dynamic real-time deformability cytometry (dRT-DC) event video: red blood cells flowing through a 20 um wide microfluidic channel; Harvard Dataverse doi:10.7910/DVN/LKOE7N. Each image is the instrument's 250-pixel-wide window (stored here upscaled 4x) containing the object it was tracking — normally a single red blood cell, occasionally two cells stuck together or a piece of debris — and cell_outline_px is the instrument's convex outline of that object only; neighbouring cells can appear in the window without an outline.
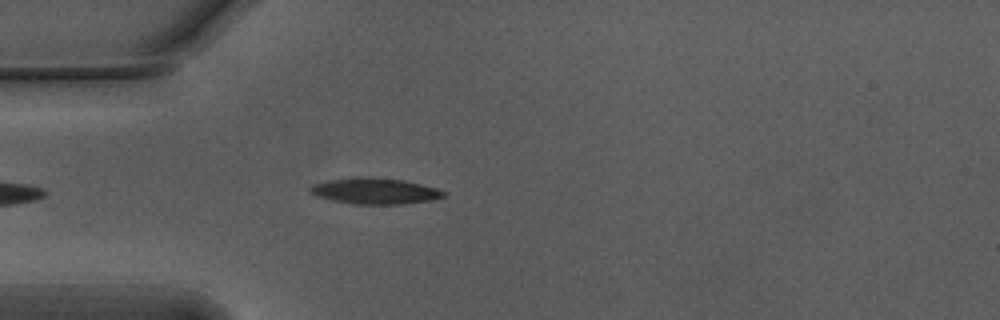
{"species": "Egyptian fruit bat (a non-hibernating species)", "species_latin": "Rousettus aegyptiacus", "temperature_condition": "warm", "stored_images_in_passage": 23, "camera_frame_rate_fps": 3000, "um_per_image_px": 0.085, "animal": {"sex": "male"}, "frame": {"image": 1, "passage_image": 5, "time_ms": 1.333, "image_size_px": [1000, 320], "cell_outline_px": [[448, 196], [432, 200], [404, 204], [356, 204], [332, 200], [316, 196], [308, 192], [308, 188], [312, 184], [328, 180], [360, 176], [404, 180], [436, 188], [448, 192]], "centroid_in_image_um": [31.88, 16.24], "position_along_channel_um": 53.1, "area_um2": 20.46}}
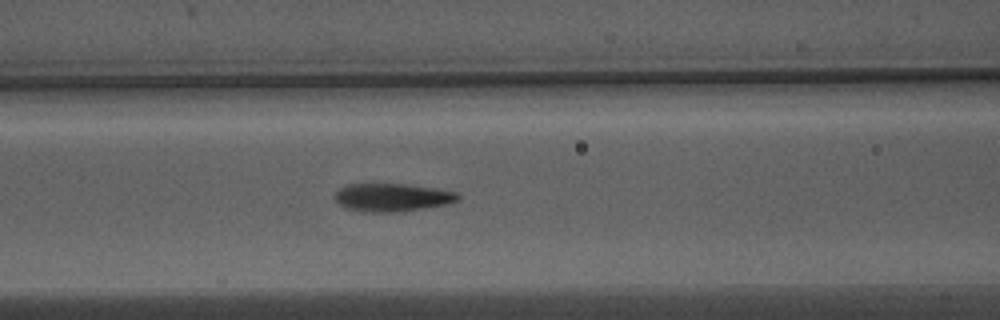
{"frame": {"image": 2, "passage_image": 12, "time_ms": 3.667, "image_size_px": [1000, 320], "cell_outline_px": [[460, 200], [448, 204], [424, 208], [396, 212], [364, 212], [348, 208], [340, 204], [332, 196], [340, 188], [348, 184], [404, 184], [432, 188], [456, 192], [460, 196]], "centroid_in_image_um": [33.33, 16.78], "position_along_channel_um": 133.3, "area_um2": 20.0}}
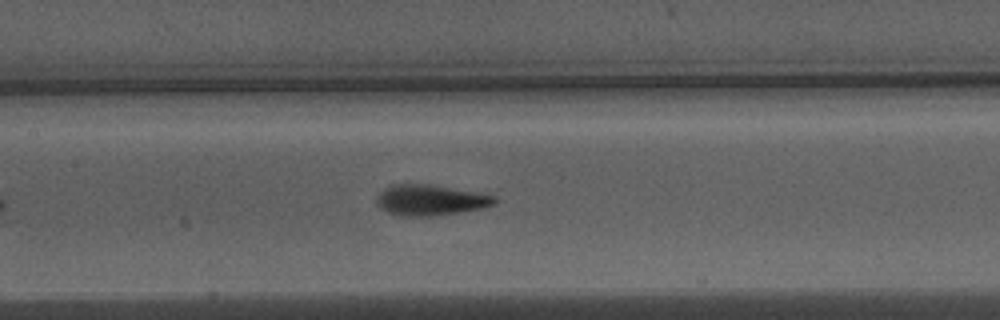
{"frame": {"image": 3, "passage_image": 15, "time_ms": 4.667, "image_size_px": [1000, 320], "cell_outline_px": [[496, 204], [484, 208], [440, 216], [400, 216], [388, 212], [380, 208], [376, 200], [376, 196], [384, 188], [392, 184], [428, 184], [496, 196]], "centroid_in_image_um": [36.57, 17.02], "position_along_channel_um": 170.8, "area_um2": 21.21}}